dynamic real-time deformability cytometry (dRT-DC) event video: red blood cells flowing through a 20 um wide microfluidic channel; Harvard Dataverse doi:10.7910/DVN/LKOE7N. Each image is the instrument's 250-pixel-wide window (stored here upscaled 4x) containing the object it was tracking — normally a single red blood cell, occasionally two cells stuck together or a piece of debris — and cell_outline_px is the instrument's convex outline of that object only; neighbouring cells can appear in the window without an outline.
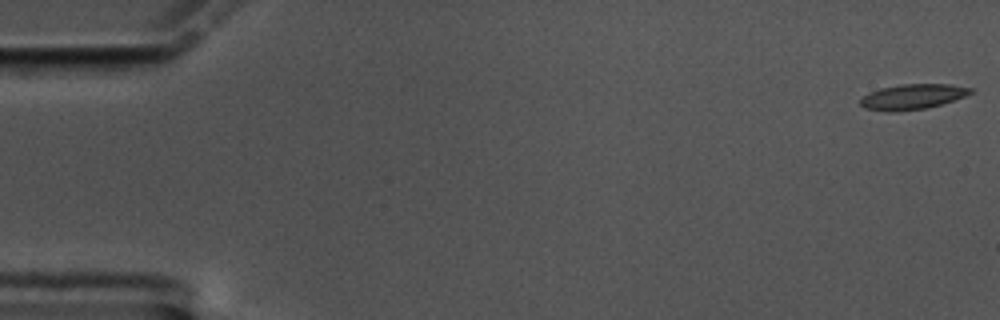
{"species": "common noctule bat (a hibernating species)", "species_latin": "Nyctalus noctula", "temperature_condition": "cold", "stored_images_in_passage": 54, "camera_frame_rate_fps": 3000, "um_per_image_px": 0.085, "animal": {"sex": "male", "body_mass_g": 17.5, "forearm_length_mm": 52.3}, "frame": {"image": 1, "passage_image": 1, "time_ms": 0.0, "image_size_px": [1000, 320], "cell_outline_px": [[972, 92], [964, 96], [940, 104], [924, 108], [896, 112], [888, 112], [864, 108], [860, 104], [860, 100], [868, 92], [880, 88], [900, 84], [952, 84], [972, 88]], "centroid_in_image_um": [77.51, 8.21], "position_along_channel_um": 7.5, "area_um2": 16.13}}
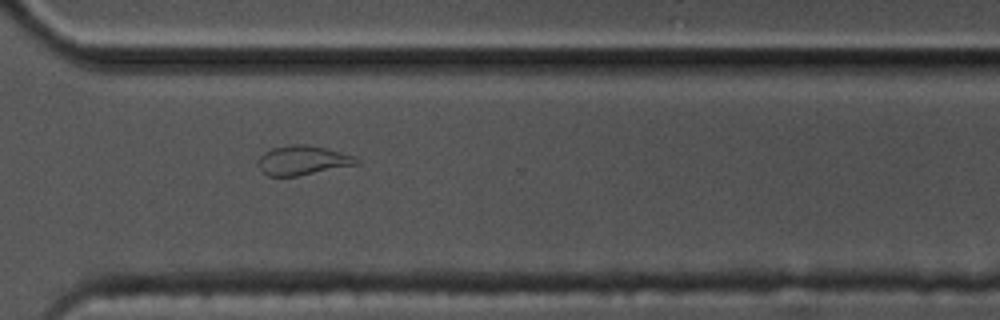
{"frame": {"image": 2, "passage_image": 44, "time_ms": 14.333, "image_size_px": [1000, 320], "cell_outline_px": [[360, 164], [296, 176], [268, 176], [260, 168], [260, 156], [264, 152], [272, 148], [292, 144], [308, 144], [340, 152], [352, 156], [360, 160]], "centroid_in_image_um": [25.75, 13.62], "position_along_channel_um": 344.9, "area_um2": 16.59}}
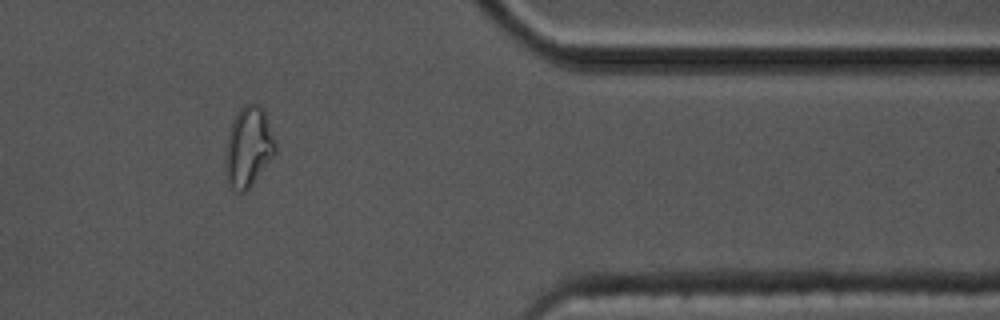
{"frame": {"image": 3, "passage_image": 50, "time_ms": 16.333, "image_size_px": [1000, 320], "cell_outline_px": [[276, 152], [252, 184], [244, 192], [236, 192], [228, 184], [224, 168], [224, 160], [228, 132], [240, 108], [244, 104], [256, 104], [264, 108], [276, 140]], "centroid_in_image_um": [21.11, 12.49], "position_along_channel_um": 390.3, "area_um2": 23.47}}